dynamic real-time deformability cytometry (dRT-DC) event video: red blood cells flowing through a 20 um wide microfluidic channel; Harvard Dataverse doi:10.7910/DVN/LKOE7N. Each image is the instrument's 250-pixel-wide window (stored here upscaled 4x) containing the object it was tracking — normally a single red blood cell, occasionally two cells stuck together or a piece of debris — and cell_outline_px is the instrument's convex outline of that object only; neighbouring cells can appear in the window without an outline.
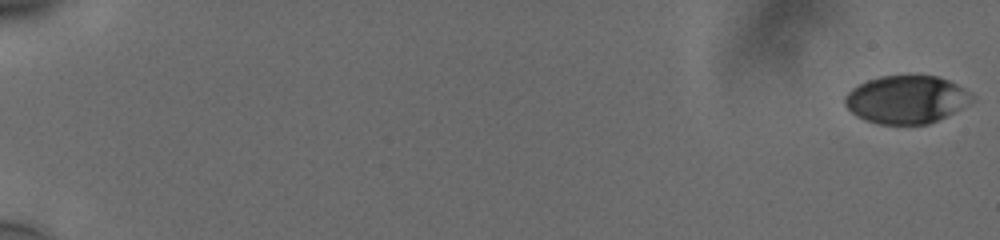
{"species": "human", "species_latin": "Homo sapiens", "temperature_condition": "cold", "stored_images_in_passage": 58, "camera_frame_rate_fps": 3000, "um_per_image_px": 0.085, "donor": {"sex": "male"}, "frame": {"image": 1, "passage_image": 1, "time_ms": 0.0, "image_size_px": [1000, 240], "cell_outline_px": [[972, 100], [968, 104], [928, 124], [880, 124], [864, 120], [856, 116], [844, 104], [844, 96], [852, 88], [868, 80], [880, 76], [936, 76], [948, 80], [964, 88], [972, 96]], "centroid_in_image_um": [76.99, 8.46], "position_along_channel_um": 8.0, "area_um2": 35.03}}
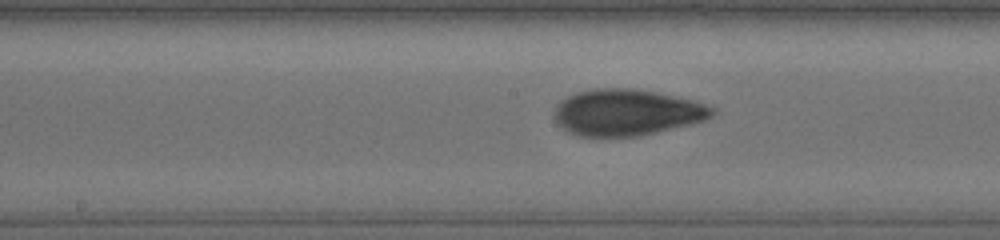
{"frame": {"image": 2, "passage_image": 33, "time_ms": 10.667, "image_size_px": [1000, 240], "cell_outline_px": [[712, 116], [704, 120], [692, 124], [640, 136], [576, 136], [568, 132], [556, 120], [556, 104], [560, 100], [576, 92], [596, 88], [632, 88], [656, 92], [692, 100], [704, 104], [712, 108]], "centroid_in_image_um": [53.25, 9.55], "position_along_channel_um": 194.9, "area_um2": 42.31}}
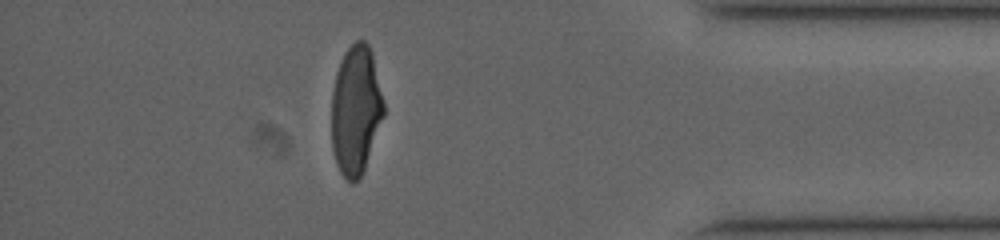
{"frame": {"image": 3, "passage_image": 52, "time_ms": 17.0, "image_size_px": [1000, 240], "cell_outline_px": [[384, 116], [364, 168], [360, 176], [352, 184], [340, 172], [336, 164], [332, 148], [332, 92], [336, 72], [344, 52], [356, 40], [364, 40], [368, 44], [372, 52], [384, 104]], "centroid_in_image_um": [30.23, 9.33], "position_along_channel_um": 405.0, "area_um2": 39.07}, "authors_computed_cell_mechanics": {"area_um2": 39.5352, "velocity_mm_per_s": 3.7699, "shape_relaxation_time_tau1_ms": 4.922, "shape_relaxation_time_tau2_ms": 1.3574, "deformation_change_tau1": 0.1794, "deformation_change_tau2": 0.0668}}